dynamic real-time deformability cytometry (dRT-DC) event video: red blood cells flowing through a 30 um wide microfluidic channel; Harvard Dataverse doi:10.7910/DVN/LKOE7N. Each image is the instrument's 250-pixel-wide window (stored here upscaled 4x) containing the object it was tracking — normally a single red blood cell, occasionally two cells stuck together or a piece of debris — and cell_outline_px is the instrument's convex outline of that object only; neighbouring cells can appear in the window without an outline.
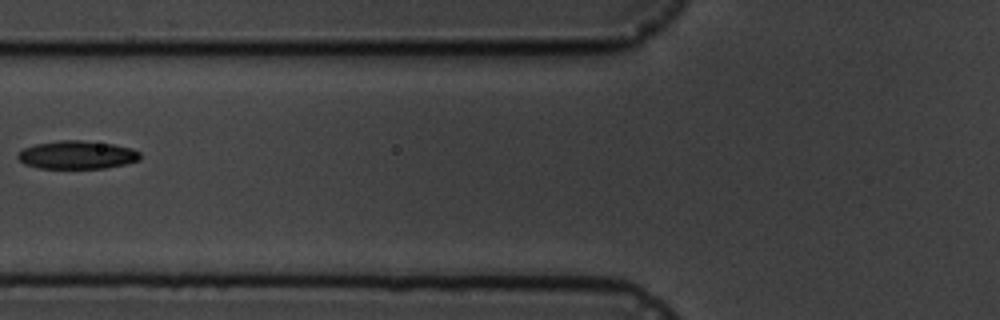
{"species": "common noctule bat (a hibernating species)", "species_latin": "Nyctalus noctula", "temperature_condition": "cold", "stored_images_in_passage": 8, "camera_frame_rate_fps": 3000, "um_per_image_px": 0.085, "animal": {"sex": "male", "body_mass_g": 19.5, "forearm_length_mm": 54.6}, "frame": {"image": 1, "passage_image": 7, "time_ms": 7.0, "image_size_px": [1000, 320], "cell_outline_px": [[140, 160], [124, 164], [104, 168], [36, 168], [24, 164], [16, 156], [24, 148], [36, 144], [60, 140], [80, 140], [112, 144], [132, 148], [140, 152]], "centroid_in_image_um": [6.55, 13.17], "position_along_channel_um": 119.3, "area_um2": 20.0}}
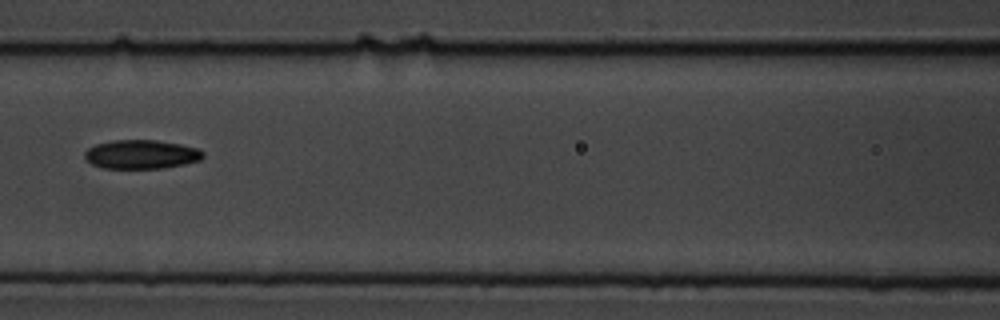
{"frame": {"image": 2, "passage_image": 8, "time_ms": 8.0, "image_size_px": [1000, 320], "cell_outline_px": [[204, 156], [200, 160], [184, 164], [164, 168], [104, 168], [92, 164], [84, 160], [84, 152], [88, 148], [96, 144], [112, 140], [156, 140], [180, 144], [200, 148], [204, 152]], "centroid_in_image_um": [12.01, 13.12], "position_along_channel_um": 154.6, "area_um2": 20.11}}